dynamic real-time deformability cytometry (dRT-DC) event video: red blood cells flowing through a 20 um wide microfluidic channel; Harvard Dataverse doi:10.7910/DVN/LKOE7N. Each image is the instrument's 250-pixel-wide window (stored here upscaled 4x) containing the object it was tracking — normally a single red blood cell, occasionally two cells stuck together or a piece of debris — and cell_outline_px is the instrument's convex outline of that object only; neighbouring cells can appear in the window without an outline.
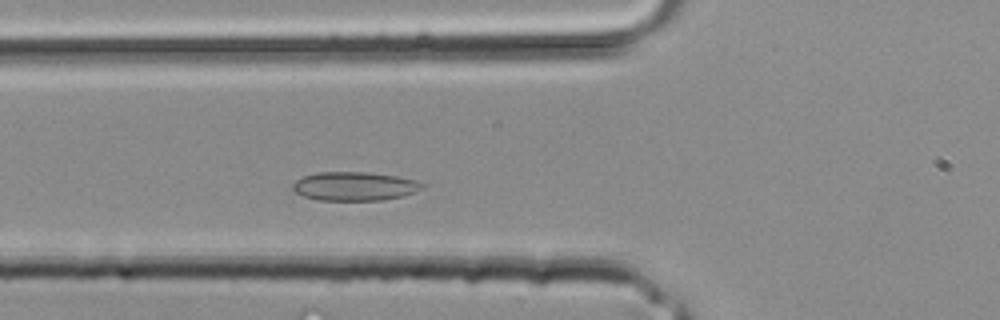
{"species": "common noctule bat (a hibernating species)", "species_latin": "Nyctalus noctula", "temperature_condition": "room temperature", "stored_images_in_passage": 28, "camera_frame_rate_fps": 3000, "um_per_image_px": 0.085, "animal": {"sex": "male", "body_mass_g": 20.4}, "frame": {"image": 1, "passage_image": 6, "time_ms": 1.667, "image_size_px": [1000, 320], "cell_outline_px": [[424, 188], [416, 192], [404, 196], [380, 200], [316, 200], [304, 196], [296, 192], [292, 188], [292, 184], [296, 180], [304, 176], [320, 172], [364, 172], [396, 176], [416, 180], [424, 184]], "centroid_in_image_um": [30.15, 15.83], "position_along_channel_um": 95.6, "area_um2": 21.68}}
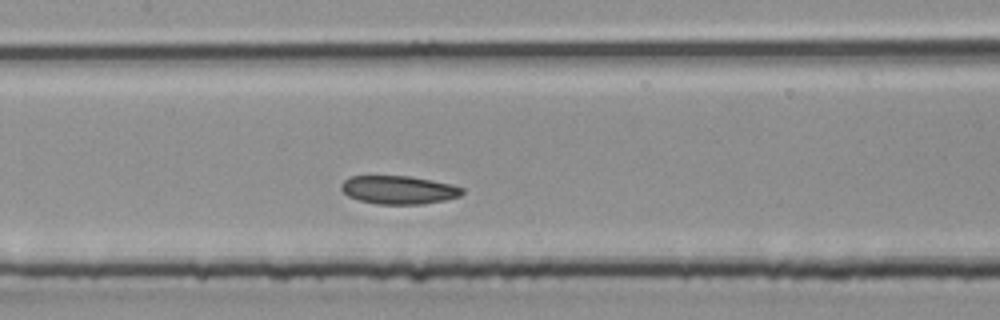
{"frame": {"image": 2, "passage_image": 10, "time_ms": 3.0, "image_size_px": [1000, 320], "cell_outline_px": [[464, 192], [460, 196], [444, 200], [420, 204], [376, 204], [360, 200], [348, 196], [340, 188], [340, 184], [344, 180], [352, 176], [408, 176], [432, 180], [452, 184], [464, 188]], "centroid_in_image_um": [33.89, 16.13], "position_along_channel_um": 173.5, "area_um2": 19.94}}
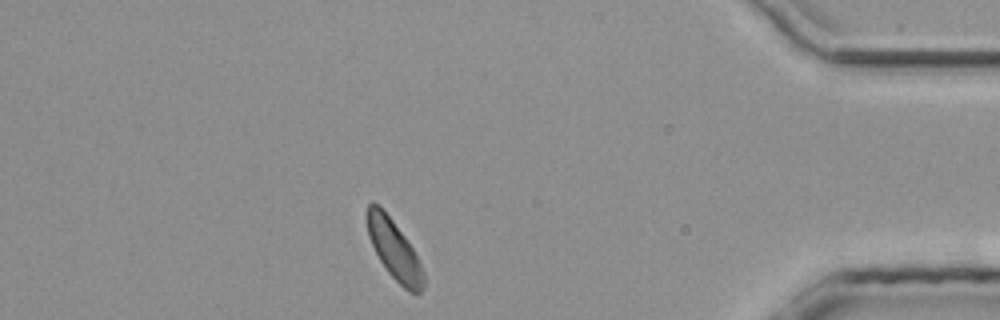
{"frame": {"image": 3, "passage_image": 24, "time_ms": 7.667, "image_size_px": [1000, 320], "cell_outline_px": [[424, 288], [416, 296], [408, 292], [388, 272], [380, 260], [368, 236], [368, 204], [372, 200], [380, 204], [404, 236], [412, 248], [424, 272]], "centroid_in_image_um": [33.52, 21.25], "position_along_channel_um": 401.7, "area_um2": 19.31}}